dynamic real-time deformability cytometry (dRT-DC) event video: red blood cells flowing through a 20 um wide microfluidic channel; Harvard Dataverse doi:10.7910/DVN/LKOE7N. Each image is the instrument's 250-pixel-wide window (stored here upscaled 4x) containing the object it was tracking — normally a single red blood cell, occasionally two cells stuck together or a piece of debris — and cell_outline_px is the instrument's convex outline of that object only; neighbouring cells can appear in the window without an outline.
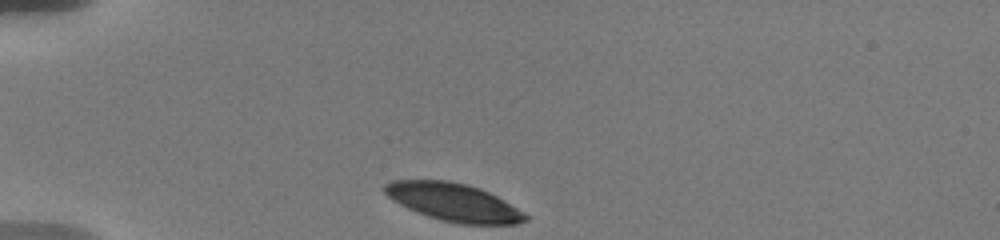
{"species": "human", "species_latin": "Homo sapiens", "temperature_condition": "warm", "stored_images_in_passage": 44, "camera_frame_rate_fps": 3000, "um_per_image_px": 0.085, "donor": {"sex": "male"}, "frame": {"image": 1, "passage_image": 1, "time_ms": 0.0, "image_size_px": [1000, 240], "cell_outline_px": [[528, 220], [516, 224], [460, 224], [440, 220], [428, 216], [408, 208], [392, 200], [384, 192], [384, 184], [392, 180], [448, 180], [468, 184], [480, 188], [496, 196], [524, 212], [528, 216]], "centroid_in_image_um": [38.55, 17.18], "position_along_channel_um": 46.4, "area_um2": 30.98}}
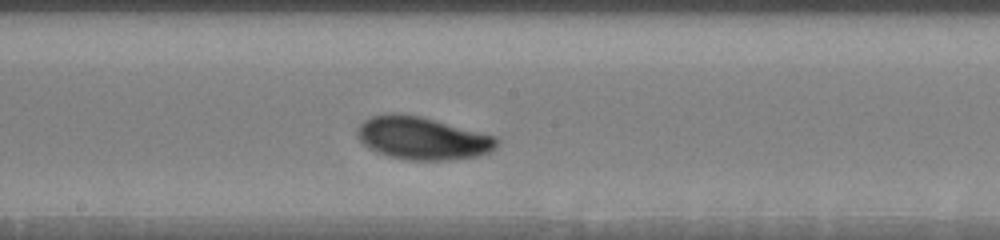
{"frame": {"image": 2, "passage_image": 15, "time_ms": 5.667, "image_size_px": [1000, 240], "cell_outline_px": [[500, 140], [496, 148], [488, 152], [476, 156], [444, 160], [412, 160], [388, 156], [368, 148], [360, 140], [360, 124], [364, 120], [372, 116], [388, 112], [396, 112], [420, 116], [496, 136]], "centroid_in_image_um": [35.93, 11.73], "position_along_channel_um": 212.3, "area_um2": 34.45}}
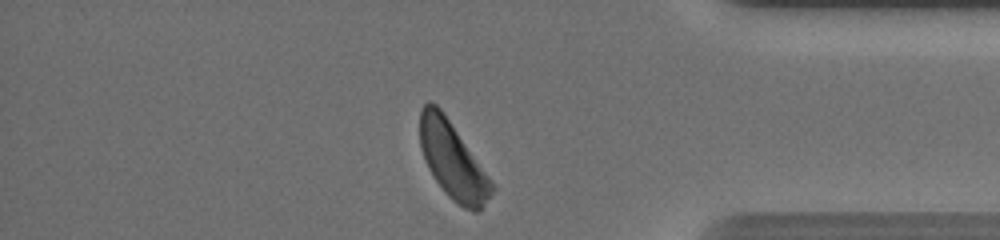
{"frame": {"image": 3, "passage_image": 42, "time_ms": 11.333, "image_size_px": [1000, 240], "cell_outline_px": [[496, 188], [480, 212], [476, 212], [464, 208], [456, 204], [444, 192], [432, 176], [428, 168], [420, 148], [420, 108], [428, 100], [436, 104], [440, 108], [496, 184]], "centroid_in_image_um": [38.5, 13.68], "position_along_channel_um": 396.7, "area_um2": 32.54}, "authors_computed_cell_mechanics": {"area_um2": 33.235, "velocity_mm_per_s": 3.5437, "shape_relaxation_time_tau1_ms": 2.6491, "shape_relaxation_time_tau2_ms": null, "deformation_change_tau1": 0.1305, "deformation_change_tau2": null}}